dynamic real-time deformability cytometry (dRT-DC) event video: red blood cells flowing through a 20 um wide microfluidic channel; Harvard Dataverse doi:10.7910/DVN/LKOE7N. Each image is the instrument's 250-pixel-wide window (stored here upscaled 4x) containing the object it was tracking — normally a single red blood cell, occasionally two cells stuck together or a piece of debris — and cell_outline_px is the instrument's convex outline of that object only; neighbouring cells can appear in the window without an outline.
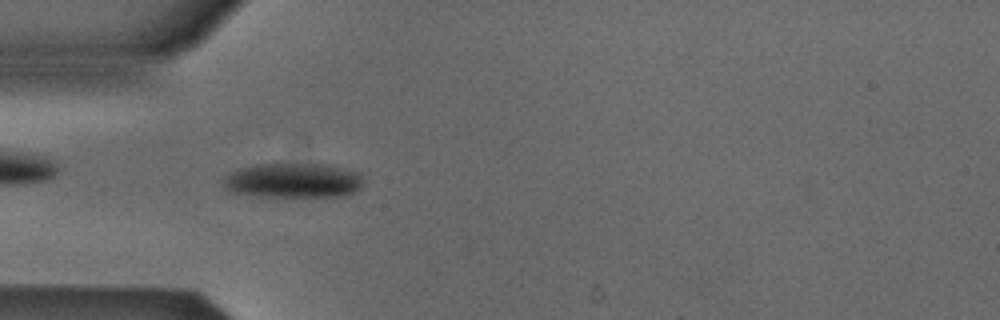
{"species": "Egyptian fruit bat (a non-hibernating species)", "species_latin": "Rousettus aegyptiacus", "temperature_condition": "cold", "stored_images_in_passage": 41, "camera_frame_rate_fps": 3000, "um_per_image_px": 0.085, "animal": {"sex": "male"}, "frame": {"image": 1, "passage_image": 12, "time_ms": 3.667, "image_size_px": [1000, 320], "cell_outline_px": [[364, 184], [356, 192], [348, 196], [248, 196], [232, 192], [224, 188], [224, 176], [228, 172], [240, 168], [256, 164], [328, 164], [360, 172]], "centroid_in_image_um": [24.94, 15.34], "position_along_channel_um": 60.1, "area_um2": 28.84}}
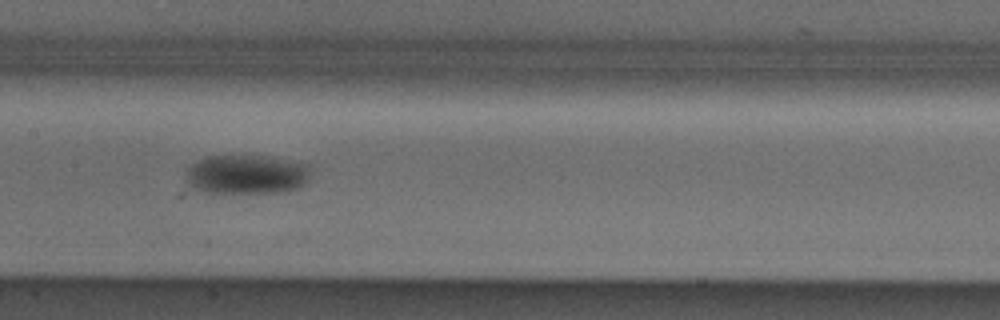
{"frame": {"image": 2, "passage_image": 22, "time_ms": 7.0, "image_size_px": [1000, 320], "cell_outline_px": [[312, 164], [308, 180], [300, 188], [276, 192], [204, 192], [188, 184], [184, 176], [188, 168], [196, 160], [208, 156], [264, 156]], "centroid_in_image_um": [20.98, 14.81], "position_along_channel_um": 186.4, "area_um2": 28.61}}
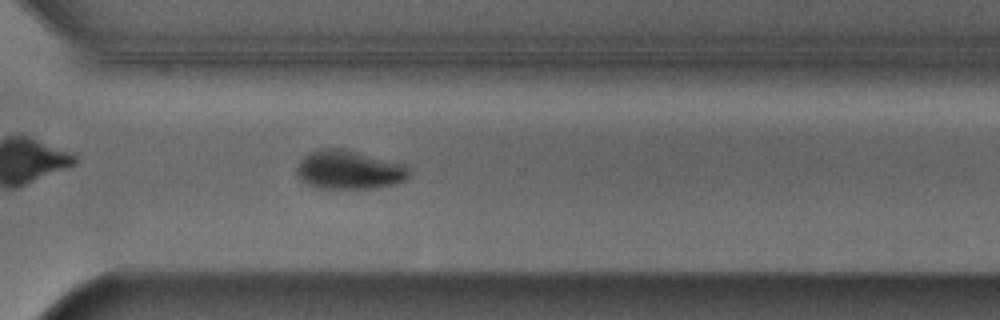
{"frame": {"image": 3, "passage_image": 34, "time_ms": 11.0, "image_size_px": [1000, 320], "cell_outline_px": [[408, 176], [404, 180], [396, 184], [376, 188], [320, 188], [308, 184], [300, 180], [296, 172], [296, 168], [300, 160], [308, 152], [320, 148], [340, 148], [404, 164], [408, 168]], "centroid_in_image_um": [29.62, 14.44], "position_along_channel_um": 341.0, "area_um2": 25.26}, "authors_computed_cell_mechanics": {"area_um2": 26.5302, "velocity_mm_per_s": 3.8728, "shape_relaxation_time_tau1_ms": 2.0848, "shape_relaxation_time_tau2_ms": null, "deformation_change_tau1": 0.1018, "deformation_change_tau2": null}}